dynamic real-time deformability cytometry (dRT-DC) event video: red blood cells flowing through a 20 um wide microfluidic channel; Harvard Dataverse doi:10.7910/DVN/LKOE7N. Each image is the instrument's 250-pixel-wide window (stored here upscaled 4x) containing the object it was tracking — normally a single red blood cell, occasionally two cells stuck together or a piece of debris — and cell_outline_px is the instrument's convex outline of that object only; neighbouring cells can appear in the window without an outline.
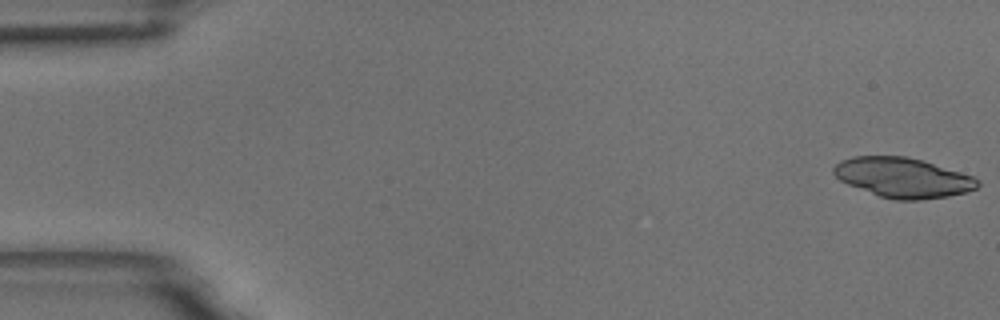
{"species": "common noctule bat (a hibernating species)", "species_latin": "Nyctalus noctula", "temperature_condition": "room temperature", "stored_images_in_passage": 58, "camera_frame_rate_fps": 3000, "um_per_image_px": 0.085, "animal": {"sex": "male", "body_mass_g": 18.8}, "frame": {"image": 1, "passage_image": 1, "time_ms": 0.0, "image_size_px": [1000, 320], "cell_outline_px": [[980, 184], [976, 188], [968, 192], [948, 196], [920, 200], [896, 200], [880, 196], [848, 184], [840, 180], [832, 172], [832, 168], [840, 160], [852, 156], [904, 156], [920, 160], [960, 172], [972, 176], [980, 180]], "centroid_in_image_um": [76.74, 15.1], "position_along_channel_um": 8.3, "area_um2": 33.23}}
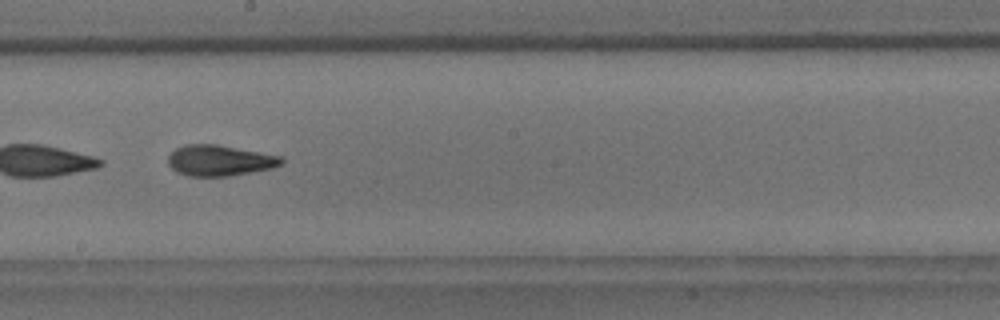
{"frame": {"image": 2, "passage_image": 33, "time_ms": 10.667, "image_size_px": [1000, 320], "cell_outline_px": [[284, 164], [272, 168], [228, 176], [188, 176], [176, 172], [168, 164], [168, 156], [176, 148], [184, 144], [216, 144], [284, 156]], "centroid_in_image_um": [18.69, 13.63], "position_along_channel_um": 229.5, "area_um2": 20.52}, "authors_computed_cell_mechanics": {"area_um2": 20.808, "velocity_mm_per_s": 3.4566, "shape_relaxation_time_tau1_ms": 6.272, "shape_relaxation_time_tau2_ms": 2.4052, "deformation_change_tau1": 0.1972, "deformation_change_tau2": 0.1048}}